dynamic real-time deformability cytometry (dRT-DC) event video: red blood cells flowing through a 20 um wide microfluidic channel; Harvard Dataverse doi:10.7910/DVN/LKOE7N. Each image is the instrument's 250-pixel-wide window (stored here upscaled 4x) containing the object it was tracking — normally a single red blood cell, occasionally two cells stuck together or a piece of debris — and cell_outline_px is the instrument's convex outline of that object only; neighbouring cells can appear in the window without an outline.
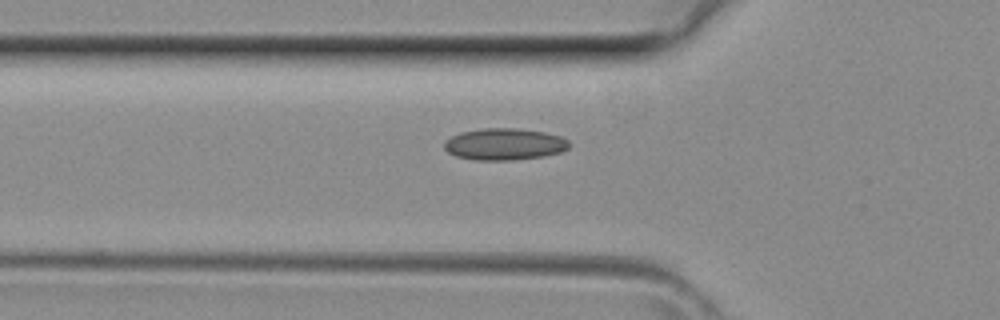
{"species": "common noctule bat (a hibernating species)", "species_latin": "Nyctalus noctula", "temperature_condition": "room temperature", "stored_images_in_passage": 3, "camera_frame_rate_fps": 3000, "um_per_image_px": 0.085, "animal": {"sex": "female", "body_mass_g": 29.2, "forearm_length_mm": 56.3}, "frame": {"image": 1, "passage_image": 3, "time_ms": 0.667, "image_size_px": [1000, 320], "cell_outline_px": [[572, 144], [568, 148], [560, 152], [544, 156], [512, 160], [476, 160], [456, 156], [448, 152], [444, 148], [444, 140], [460, 132], [484, 128], [516, 128], [544, 132], [560, 136], [568, 140]], "centroid_in_image_um": [42.88, 12.25], "position_along_channel_um": 82.9, "area_um2": 23.18}}